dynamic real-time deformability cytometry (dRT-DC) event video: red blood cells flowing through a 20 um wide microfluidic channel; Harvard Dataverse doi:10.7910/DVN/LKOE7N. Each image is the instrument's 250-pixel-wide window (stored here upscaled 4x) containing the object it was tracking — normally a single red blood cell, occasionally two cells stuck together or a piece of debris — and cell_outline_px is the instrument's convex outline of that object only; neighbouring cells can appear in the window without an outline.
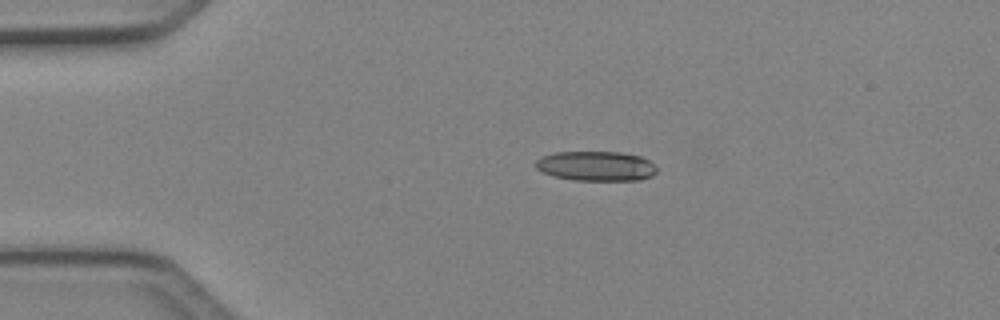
{"species": "Egyptian fruit bat (a non-hibernating species)", "species_latin": "Rousettus aegyptiacus", "temperature_condition": "cold", "stored_images_in_passage": 39, "camera_frame_rate_fps": 3000, "um_per_image_px": 0.085, "animal": {"sex": "female"}, "frame": {"image": 1, "passage_image": 1, "time_ms": 0.0, "image_size_px": [1000, 320], "cell_outline_px": [[656, 172], [652, 176], [640, 180], [576, 180], [556, 176], [544, 172], [536, 168], [536, 160], [544, 156], [556, 152], [620, 152], [640, 156], [648, 160], [656, 168]], "centroid_in_image_um": [50.69, 14.11], "position_along_channel_um": 34.3, "area_um2": 20.69}}
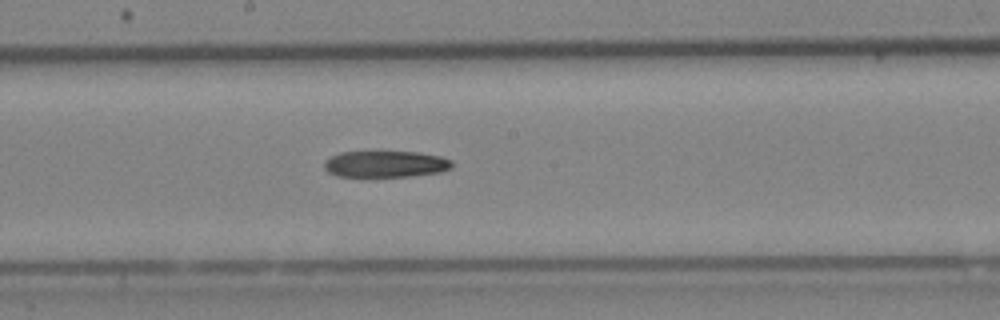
{"frame": {"image": 2, "passage_image": 17, "time_ms": 5.333, "image_size_px": [1000, 320], "cell_outline_px": [[452, 168], [440, 172], [412, 176], [368, 180], [336, 176], [328, 172], [324, 168], [324, 160], [340, 152], [416, 152], [440, 156], [452, 160]], "centroid_in_image_um": [32.71, 14.0], "position_along_channel_um": 215.5, "area_um2": 20.75}}
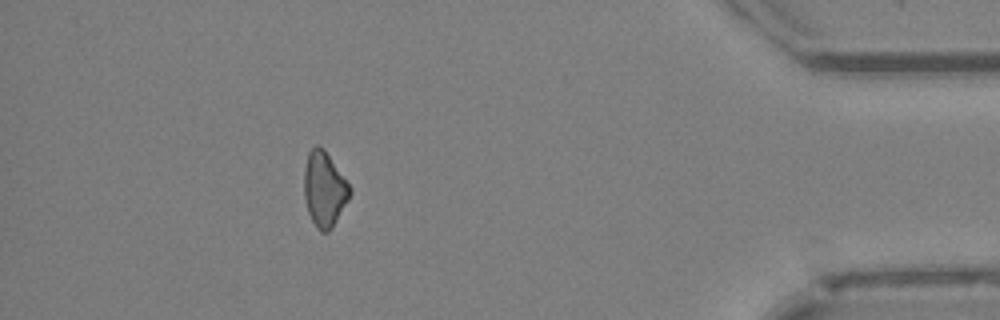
{"frame": {"image": 3, "passage_image": 34, "time_ms": 11.0, "image_size_px": [1000, 320], "cell_outline_px": [[352, 192], [348, 200], [332, 228], [328, 232], [320, 232], [316, 228], [308, 212], [304, 196], [304, 168], [308, 152], [316, 144], [324, 148], [352, 188]], "centroid_in_image_um": [27.57, 16.07], "position_along_channel_um": 407.6, "area_um2": 20.11}}